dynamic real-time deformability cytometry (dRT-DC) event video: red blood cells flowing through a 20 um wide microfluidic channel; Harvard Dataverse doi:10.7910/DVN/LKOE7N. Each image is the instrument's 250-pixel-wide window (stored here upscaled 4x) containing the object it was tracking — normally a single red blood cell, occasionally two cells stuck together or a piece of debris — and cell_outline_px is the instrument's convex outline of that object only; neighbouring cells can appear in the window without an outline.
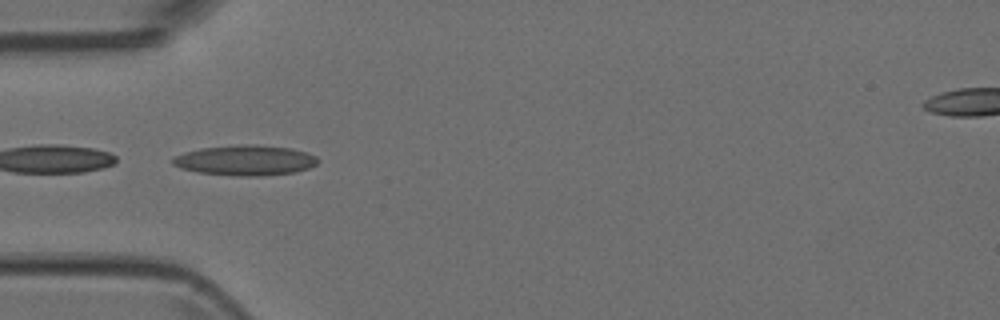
{"species": "Egyptian fruit bat (a non-hibernating species)", "species_latin": "Rousettus aegyptiacus", "temperature_condition": "room temperature", "stored_images_in_passage": 6, "camera_frame_rate_fps": 3000, "um_per_image_px": 0.085, "animal": {"sex": "female"}, "frame": {"image": 1, "passage_image": 4, "time_ms": 1.0, "image_size_px": [1000, 320], "cell_outline_px": [[320, 160], [316, 164], [308, 168], [296, 172], [260, 176], [232, 176], [196, 172], [180, 168], [172, 164], [172, 156], [184, 152], [200, 148], [236, 144], [256, 144], [292, 148], [308, 152], [316, 156]], "centroid_in_image_um": [20.83, 13.62], "position_along_channel_um": 64.2, "area_um2": 26.13}}
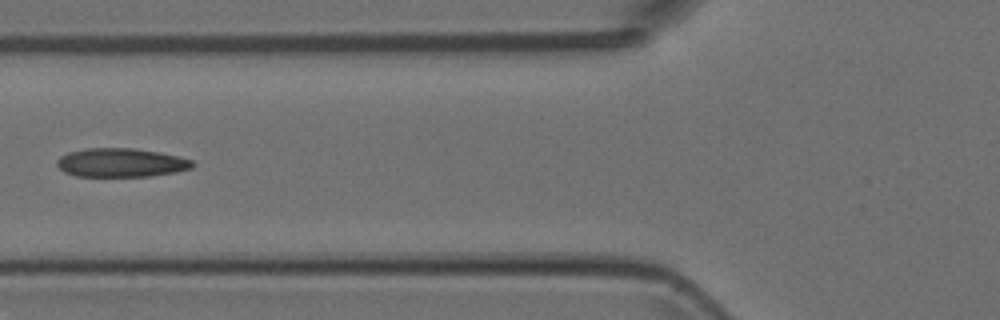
{"frame": {"image": 2, "passage_image": 5, "time_ms": 1.333, "image_size_px": [1000, 320], "cell_outline_px": [[196, 164], [192, 168], [176, 172], [148, 176], [76, 176], [64, 172], [56, 164], [56, 160], [60, 156], [68, 152], [88, 148], [132, 148], [156, 152], [176, 156], [192, 160]], "centroid_in_image_um": [10.26, 13.83], "position_along_channel_um": 115.5, "area_um2": 22.6}}
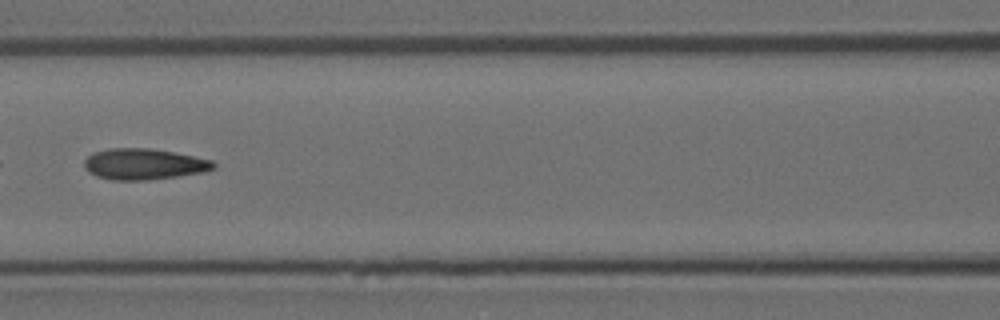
{"frame": {"image": 3, "passage_image": 6, "time_ms": 1.667, "image_size_px": [1000, 320], "cell_outline_px": [[216, 168], [204, 172], [148, 180], [112, 180], [96, 176], [88, 172], [84, 168], [84, 160], [88, 156], [96, 152], [108, 148], [148, 148], [172, 152], [212, 160], [216, 164]], "centroid_in_image_um": [12.21, 13.95], "position_along_channel_um": 154.4, "area_um2": 23.29}}